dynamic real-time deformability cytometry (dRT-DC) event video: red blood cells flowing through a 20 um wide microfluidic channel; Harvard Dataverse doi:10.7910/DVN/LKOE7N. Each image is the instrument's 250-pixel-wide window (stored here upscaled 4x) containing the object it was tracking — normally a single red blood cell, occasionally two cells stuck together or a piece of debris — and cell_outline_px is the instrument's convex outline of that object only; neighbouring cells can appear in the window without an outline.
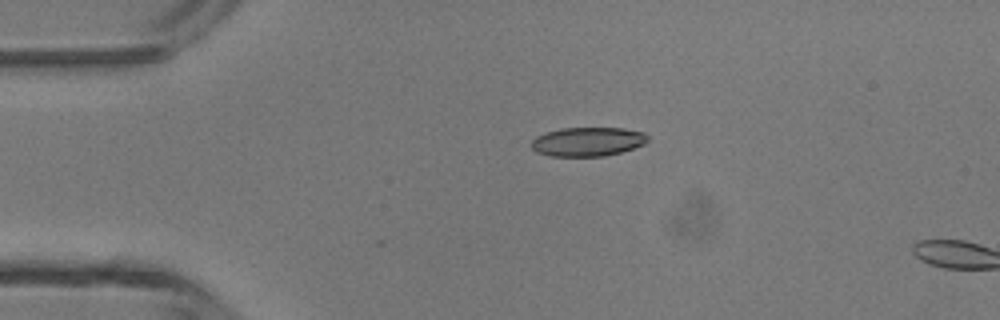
{"species": "common noctule bat (a hibernating species)", "species_latin": "Nyctalus noctula", "temperature_condition": "room temperature", "stored_images_in_passage": 3, "camera_frame_rate_fps": 3000, "um_per_image_px": 0.085, "animal": {"sex": "male", "body_mass_g": 13.3}, "frame": {"image": 1, "passage_image": 1, "time_ms": 0.0, "image_size_px": [1000, 320], "cell_outline_px": [[648, 140], [644, 144], [620, 152], [604, 156], [552, 156], [536, 152], [532, 148], [532, 140], [536, 136], [544, 132], [560, 128], [624, 128], [644, 132], [648, 136]], "centroid_in_image_um": [49.94, 12.03], "position_along_channel_um": 35.1, "area_um2": 19.71}}